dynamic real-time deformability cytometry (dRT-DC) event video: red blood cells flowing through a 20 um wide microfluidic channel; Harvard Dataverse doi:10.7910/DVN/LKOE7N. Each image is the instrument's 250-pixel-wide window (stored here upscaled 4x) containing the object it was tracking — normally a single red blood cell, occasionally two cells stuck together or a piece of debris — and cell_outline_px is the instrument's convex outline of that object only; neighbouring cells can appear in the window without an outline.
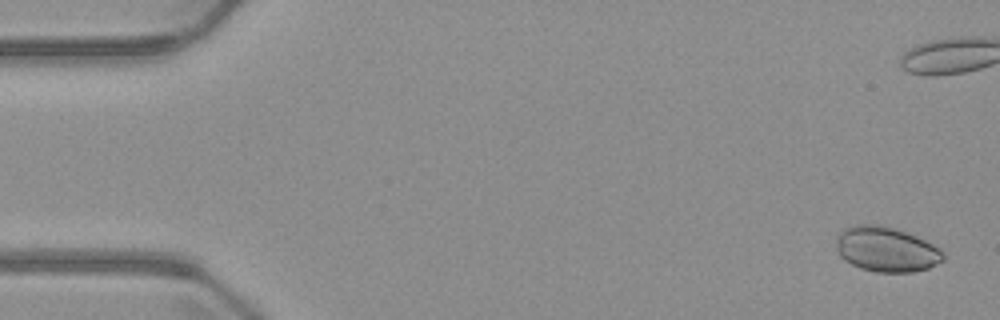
{"species": "common noctule bat (a hibernating species)", "species_latin": "Nyctalus noctula", "temperature_condition": "warm", "stored_images_in_passage": 7, "camera_frame_rate_fps": 3000, "um_per_image_px": 0.085, "animal": {"sex": "male", "body_mass_g": 23.1, "forearm_length_mm": 52.7}, "frame": {"image": 1, "passage_image": 1, "time_ms": 0.0, "image_size_px": [1000, 320], "cell_outline_px": [[944, 260], [928, 268], [912, 272], [876, 272], [860, 268], [844, 260], [840, 256], [836, 248], [836, 236], [844, 228], [856, 224], [880, 224], [896, 228], [908, 232], [940, 248], [944, 252]], "centroid_in_image_um": [75.32, 21.18], "position_along_channel_um": 9.7, "area_um2": 28.32}}
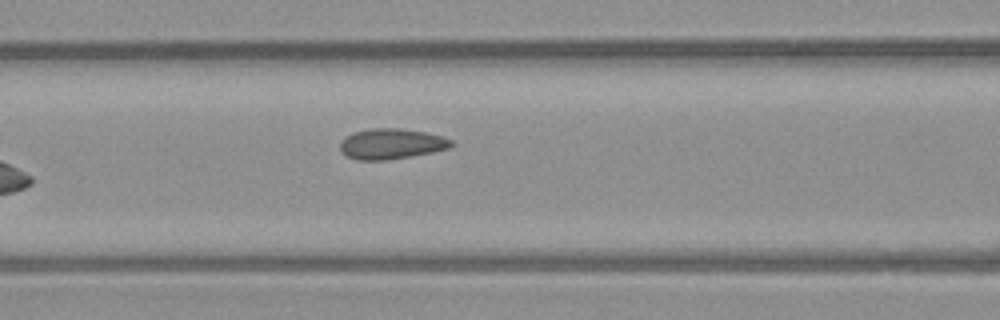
{"frame": {"image": 2, "passage_image": 7, "time_ms": 7.333, "image_size_px": [1000, 320], "cell_outline_px": [[456, 144], [448, 148], [432, 152], [412, 156], [388, 160], [356, 160], [340, 152], [340, 140], [344, 136], [352, 132], [372, 128], [400, 128], [424, 132], [444, 136], [452, 140]], "centroid_in_image_um": [33.25, 12.22], "position_along_channel_um": 133.4, "area_um2": 20.06}}